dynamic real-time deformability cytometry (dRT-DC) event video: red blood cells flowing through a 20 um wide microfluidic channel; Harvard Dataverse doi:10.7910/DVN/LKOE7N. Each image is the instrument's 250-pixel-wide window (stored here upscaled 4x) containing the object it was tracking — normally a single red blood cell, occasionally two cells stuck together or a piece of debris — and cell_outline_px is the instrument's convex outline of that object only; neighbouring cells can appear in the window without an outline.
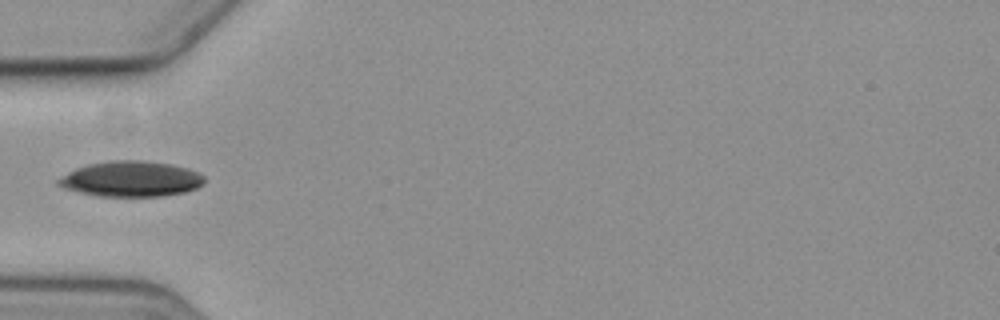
{"species": "common noctule bat (a hibernating species)", "species_latin": "Nyctalus noctula", "temperature_condition": "cold", "stored_images_in_passage": 7, "camera_frame_rate_fps": 3000, "um_per_image_px": 0.085, "animal": {"sex": "female", "body_mass_g": 19.3, "forearm_length_mm": 54.1}, "frame": {"image": 1, "passage_image": 5, "time_ms": 5.667, "image_size_px": [1000, 320], "cell_outline_px": [[204, 184], [196, 188], [184, 192], [164, 196], [96, 196], [64, 188], [56, 184], [56, 180], [68, 172], [76, 168], [88, 164], [108, 160], [140, 160], [172, 164], [188, 168], [204, 176]], "centroid_in_image_um": [11.13, 15.2], "position_along_channel_um": 73.9, "area_um2": 30.29}}
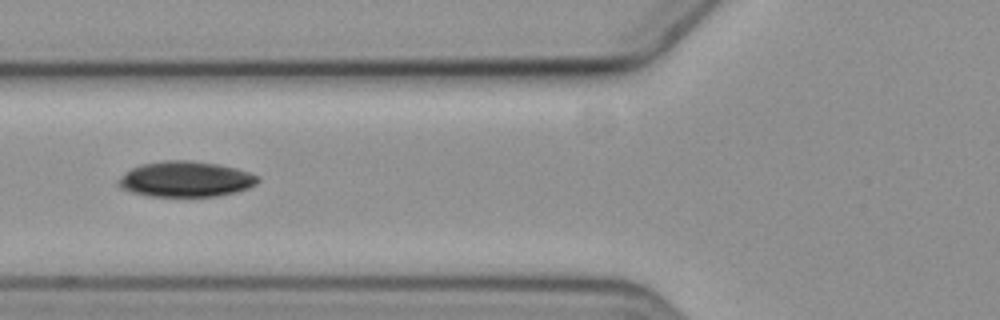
{"frame": {"image": 2, "passage_image": 6, "time_ms": 6.667, "image_size_px": [1000, 320], "cell_outline_px": [[260, 180], [256, 184], [248, 188], [236, 192], [216, 196], [148, 196], [132, 192], [120, 188], [116, 184], [116, 180], [132, 168], [140, 164], [164, 160], [192, 160], [220, 164], [236, 168], [260, 176]], "centroid_in_image_um": [15.78, 15.22], "position_along_channel_um": 110.0, "area_um2": 29.13}}
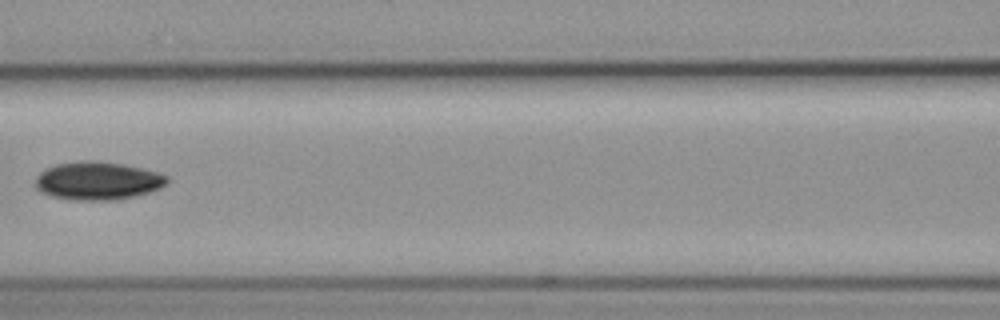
{"frame": {"image": 3, "passage_image": 7, "time_ms": 8.0, "image_size_px": [1000, 320], "cell_outline_px": [[168, 184], [160, 188], [136, 196], [116, 200], [68, 200], [52, 196], [40, 192], [36, 188], [36, 176], [40, 172], [56, 164], [80, 160], [100, 160], [124, 164], [144, 168], [168, 176]], "centroid_in_image_um": [8.31, 15.36], "position_along_channel_um": 158.3, "area_um2": 29.65}}